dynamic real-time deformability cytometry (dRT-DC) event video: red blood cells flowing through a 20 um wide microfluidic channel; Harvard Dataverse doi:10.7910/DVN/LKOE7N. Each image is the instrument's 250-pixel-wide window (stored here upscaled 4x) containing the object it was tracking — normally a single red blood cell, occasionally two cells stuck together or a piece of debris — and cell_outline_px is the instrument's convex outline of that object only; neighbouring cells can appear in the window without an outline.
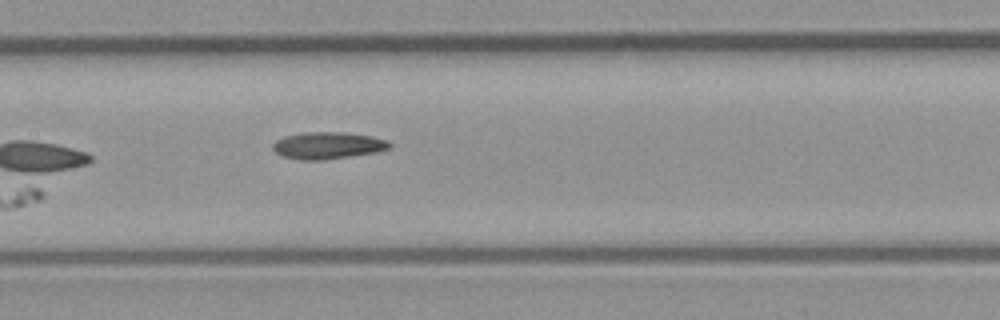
{"species": "common noctule bat (a hibernating species)", "species_latin": "Nyctalus noctula", "temperature_condition": "room temperature", "stored_images_in_passage": 7, "camera_frame_rate_fps": 3000, "um_per_image_px": 0.085, "animal": {"sex": "male", "body_mass_g": 23.1, "forearm_length_mm": 52.7}, "frame": {"image": 1, "passage_image": 7, "time_ms": 2.0, "image_size_px": [1000, 320], "cell_outline_px": [[392, 144], [388, 148], [376, 152], [324, 160], [300, 160], [284, 156], [276, 152], [272, 148], [272, 144], [276, 140], [284, 136], [304, 132], [344, 132], [372, 136], [388, 140]], "centroid_in_image_um": [27.86, 12.36], "position_along_channel_um": 179.5, "area_um2": 18.32}}